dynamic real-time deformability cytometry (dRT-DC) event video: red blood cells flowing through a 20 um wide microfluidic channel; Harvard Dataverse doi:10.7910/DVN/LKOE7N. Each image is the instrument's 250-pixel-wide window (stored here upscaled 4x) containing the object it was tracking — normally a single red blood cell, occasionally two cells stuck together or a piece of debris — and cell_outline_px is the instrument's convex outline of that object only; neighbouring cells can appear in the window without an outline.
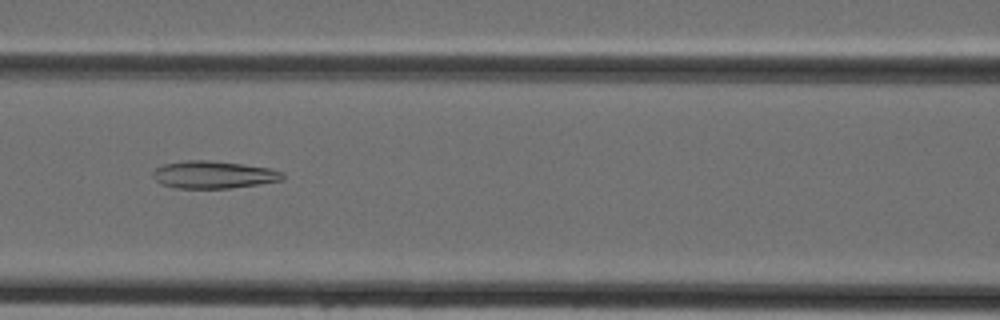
{"species": "Egyptian fruit bat (a non-hibernating species)", "species_latin": "Rousettus aegyptiacus", "temperature_condition": "cold", "stored_images_in_passage": 45, "camera_frame_rate_fps": 3000, "um_per_image_px": 0.085, "animal": {"sex": "female"}, "frame": {"image": 1, "passage_image": 20, "time_ms": 6.333, "image_size_px": [1000, 320], "cell_outline_px": [[284, 180], [228, 188], [176, 188], [160, 184], [152, 176], [152, 172], [156, 168], [164, 164], [188, 160], [208, 160], [244, 164], [268, 168], [284, 172]], "centroid_in_image_um": [18.13, 14.84], "position_along_channel_um": 148.5, "area_um2": 20.69}}
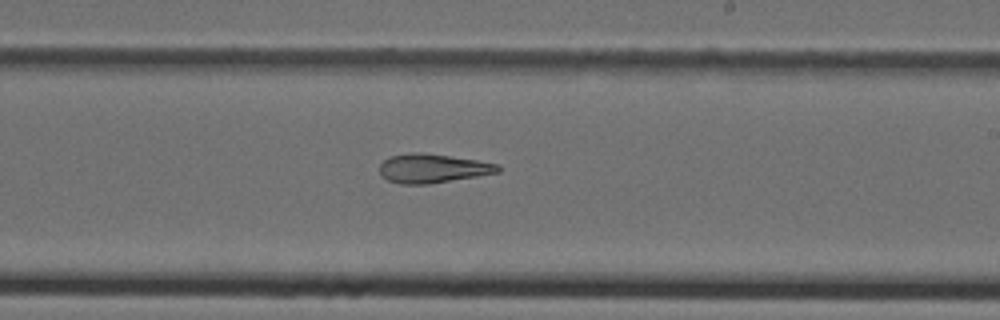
{"frame": {"image": 2, "passage_image": 27, "time_ms": 8.667, "image_size_px": [1000, 320], "cell_outline_px": [[500, 172], [428, 184], [400, 184], [388, 180], [380, 176], [380, 164], [384, 160], [392, 156], [412, 152], [420, 152], [476, 160], [500, 164]], "centroid_in_image_um": [36.76, 14.31], "position_along_channel_um": 252.2, "area_um2": 19.83}}
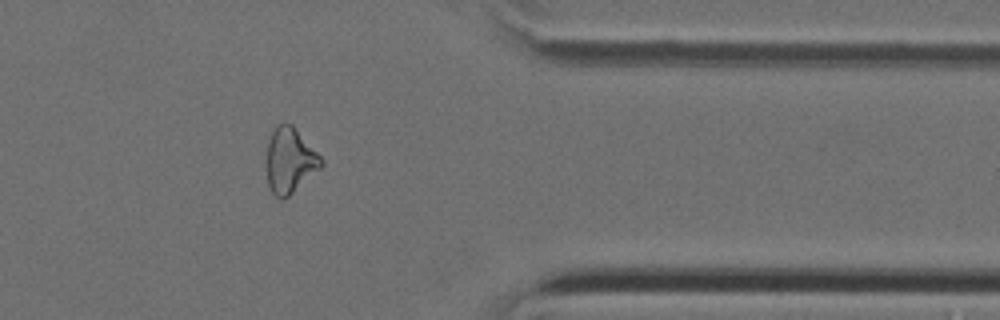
{"frame": {"image": 3, "passage_image": 37, "time_ms": 12.0, "image_size_px": [1000, 320], "cell_outline_px": [[324, 164], [320, 168], [284, 200], [280, 200], [272, 192], [268, 184], [268, 140], [276, 124], [292, 124], [324, 160]], "centroid_in_image_um": [24.65, 13.64], "position_along_channel_um": 386.7, "area_um2": 20.4}}